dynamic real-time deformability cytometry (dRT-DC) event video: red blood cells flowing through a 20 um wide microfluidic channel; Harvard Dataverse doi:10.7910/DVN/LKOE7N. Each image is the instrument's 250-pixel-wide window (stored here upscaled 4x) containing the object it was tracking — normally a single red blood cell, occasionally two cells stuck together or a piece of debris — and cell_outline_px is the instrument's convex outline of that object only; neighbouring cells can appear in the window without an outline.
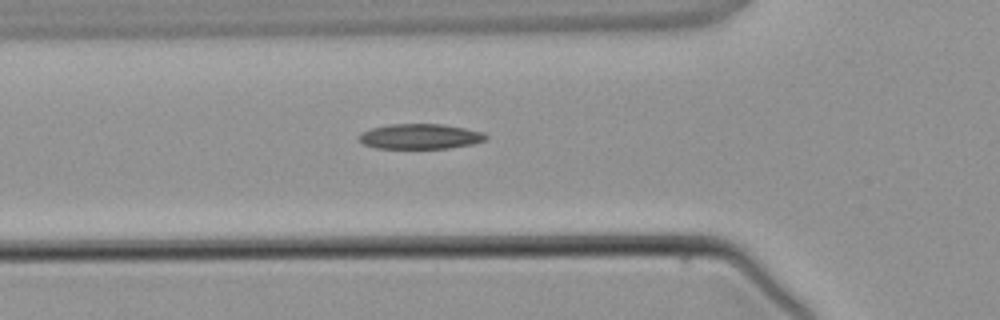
{"species": "common noctule bat (a hibernating species)", "species_latin": "Nyctalus noctula", "temperature_condition": "warm", "stored_images_in_passage": 4, "camera_frame_rate_fps": 3000, "um_per_image_px": 0.085, "animal": {"sex": "male", "body_mass_g": 21.5, "forearm_length_mm": 52.0}, "frame": {"image": 1, "passage_image": 4, "time_ms": 3.667, "image_size_px": [1000, 320], "cell_outline_px": [[488, 136], [484, 140], [472, 144], [448, 148], [376, 148], [364, 144], [360, 140], [360, 132], [372, 128], [388, 124], [444, 124], [484, 132]], "centroid_in_image_um": [35.72, 11.59], "position_along_channel_um": 90.1, "area_um2": 18.5}}